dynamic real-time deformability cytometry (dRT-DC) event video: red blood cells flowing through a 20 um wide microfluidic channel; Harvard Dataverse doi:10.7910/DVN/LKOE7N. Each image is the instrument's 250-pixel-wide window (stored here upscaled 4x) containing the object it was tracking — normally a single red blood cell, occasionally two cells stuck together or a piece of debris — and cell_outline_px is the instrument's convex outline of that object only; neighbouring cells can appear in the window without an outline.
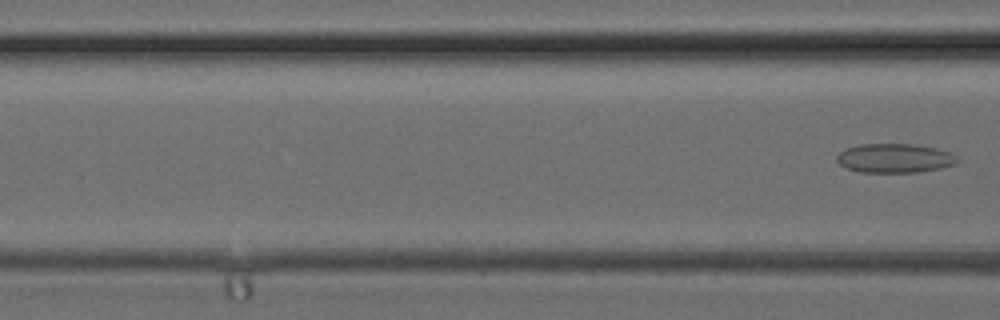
{"species": "common noctule bat (a hibernating species)", "species_latin": "Nyctalus noctula", "temperature_condition": "cold", "stored_images_in_passage": 4, "segment_of_instrument_passage": [2, 2], "camera_frame_rate_fps": 3000, "um_per_image_px": 0.085, "animal": {"sex": "female", "body_mass_g": 24.6, "forearm_length_mm": 56.2}, "frame": {"image": 1, "passage_image": 4, "time_ms": 1.0, "image_size_px": [1000, 320], "cell_outline_px": [[960, 160], [956, 164], [940, 168], [920, 172], [860, 172], [848, 168], [840, 164], [836, 160], [836, 156], [844, 148], [860, 144], [912, 144], [936, 148], [948, 152], [956, 156]], "centroid_in_image_um": [76.04, 13.44], "position_along_channel_um": 90.6, "area_um2": 20.46}}